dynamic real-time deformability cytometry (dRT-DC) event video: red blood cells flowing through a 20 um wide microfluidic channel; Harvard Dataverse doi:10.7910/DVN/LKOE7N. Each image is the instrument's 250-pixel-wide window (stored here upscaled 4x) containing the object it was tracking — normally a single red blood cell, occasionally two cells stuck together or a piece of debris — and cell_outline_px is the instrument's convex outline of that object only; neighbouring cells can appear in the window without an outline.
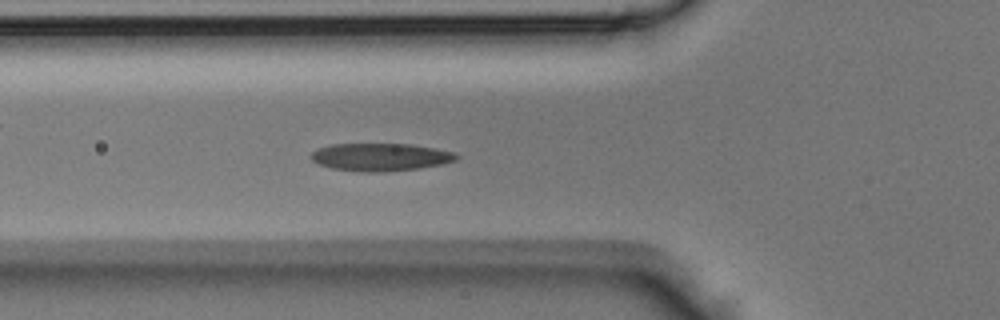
{"species": "Egyptian fruit bat (a non-hibernating species)", "species_latin": "Rousettus aegyptiacus", "temperature_condition": "room temperature", "stored_images_in_passage": 42, "camera_frame_rate_fps": 3000, "um_per_image_px": 0.085, "animal": {"sex": "male"}, "frame": {"image": 1, "passage_image": 12, "time_ms": 3.667, "image_size_px": [1000, 320], "cell_outline_px": [[460, 156], [456, 160], [444, 164], [420, 168], [384, 172], [364, 172], [332, 168], [320, 164], [312, 160], [308, 156], [316, 148], [332, 144], [412, 144], [436, 148], [456, 152]], "centroid_in_image_um": [32.37, 13.34], "position_along_channel_um": 93.4, "area_um2": 23.76}}
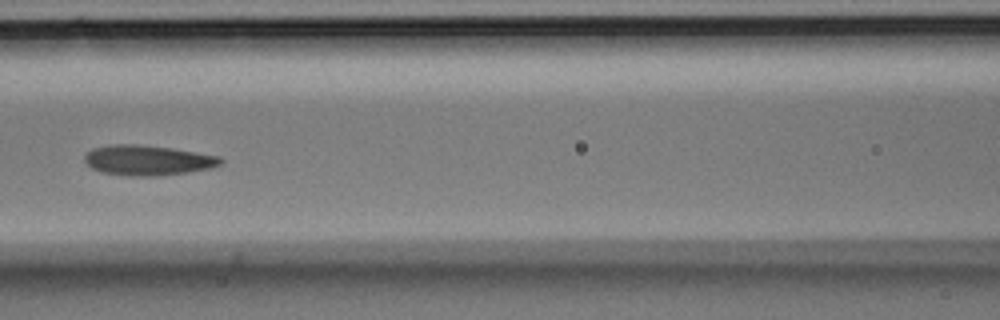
{"frame": {"image": 2, "passage_image": 16, "time_ms": 5.0, "image_size_px": [1000, 320], "cell_outline_px": [[224, 160], [220, 164], [208, 168], [188, 172], [156, 176], [132, 176], [104, 172], [92, 168], [84, 160], [84, 156], [92, 148], [112, 144], [136, 144], [172, 148], [220, 156]], "centroid_in_image_um": [12.55, 13.61], "position_along_channel_um": 154.0, "area_um2": 23.7}}
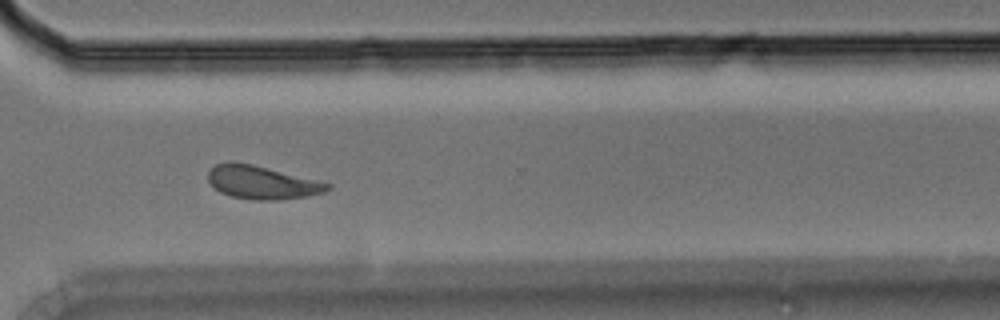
{"frame": {"image": 3, "passage_image": 29, "time_ms": 9.333, "image_size_px": [1000, 320], "cell_outline_px": [[332, 188], [324, 192], [308, 196], [280, 200], [252, 200], [232, 196], [220, 192], [208, 180], [208, 172], [216, 164], [232, 160], [252, 164], [332, 184]], "centroid_in_image_um": [22.26, 15.5], "position_along_channel_um": 348.3, "area_um2": 23.06}}